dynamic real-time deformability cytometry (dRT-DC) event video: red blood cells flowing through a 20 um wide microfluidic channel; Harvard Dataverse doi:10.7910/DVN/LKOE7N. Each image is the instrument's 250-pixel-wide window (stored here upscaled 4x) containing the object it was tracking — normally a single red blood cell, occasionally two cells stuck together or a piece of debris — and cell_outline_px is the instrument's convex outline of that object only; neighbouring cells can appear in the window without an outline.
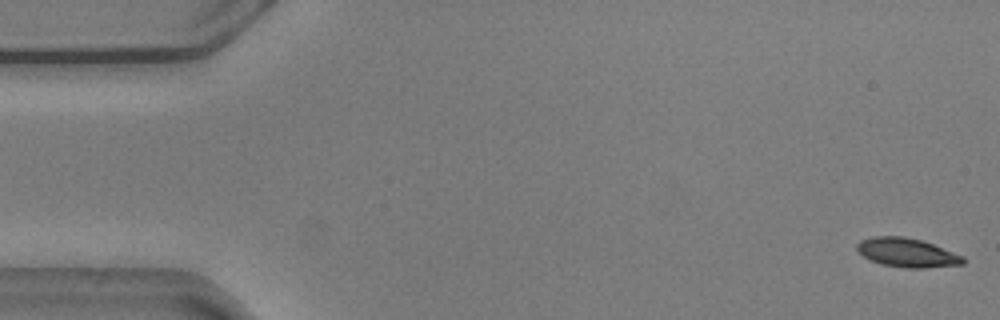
{"species": "common noctule bat (a hibernating species)", "species_latin": "Nyctalus noctula", "temperature_condition": "warm", "stored_images_in_passage": 12, "camera_frame_rate_fps": 3000, "um_per_image_px": 0.085, "animal": {"sex": "male", "body_mass_g": 20.5, "forearm_length_mm": 52.5}, "frame": {"image": 1, "passage_image": 1, "time_ms": 0.0, "image_size_px": [1000, 320], "cell_outline_px": [[964, 264], [924, 268], [904, 268], [884, 264], [872, 260], [864, 256], [856, 248], [856, 244], [860, 240], [872, 236], [904, 236], [920, 240], [932, 244], [964, 256]], "centroid_in_image_um": [77.1, 21.47], "position_along_channel_um": 7.9, "area_um2": 17.74}}